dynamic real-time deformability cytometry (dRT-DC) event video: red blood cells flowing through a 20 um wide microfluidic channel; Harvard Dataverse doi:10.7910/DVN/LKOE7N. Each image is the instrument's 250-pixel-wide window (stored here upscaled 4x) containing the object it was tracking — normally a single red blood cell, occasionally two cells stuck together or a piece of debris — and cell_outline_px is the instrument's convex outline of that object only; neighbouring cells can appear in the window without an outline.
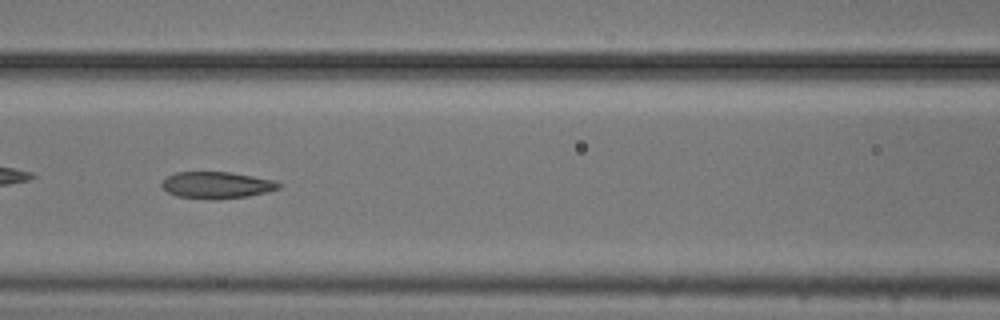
{"species": "common noctule bat (a hibernating species)", "species_latin": "Nyctalus noctula", "temperature_condition": "cold", "stored_images_in_passage": 29, "camera_frame_rate_fps": 3000, "um_per_image_px": 0.085, "animal": {"sex": "male", "body_mass_g": 20.5, "forearm_length_mm": 52.5}, "frame": {"image": 1, "passage_image": 8, "time_ms": 2.333, "image_size_px": [1000, 320], "cell_outline_px": [[280, 188], [268, 192], [248, 196], [216, 200], [212, 200], [176, 196], [168, 192], [160, 184], [168, 176], [176, 172], [228, 172], [252, 176], [272, 180], [280, 184]], "centroid_in_image_um": [18.41, 15.75], "position_along_channel_um": 148.2, "area_um2": 18.15}}
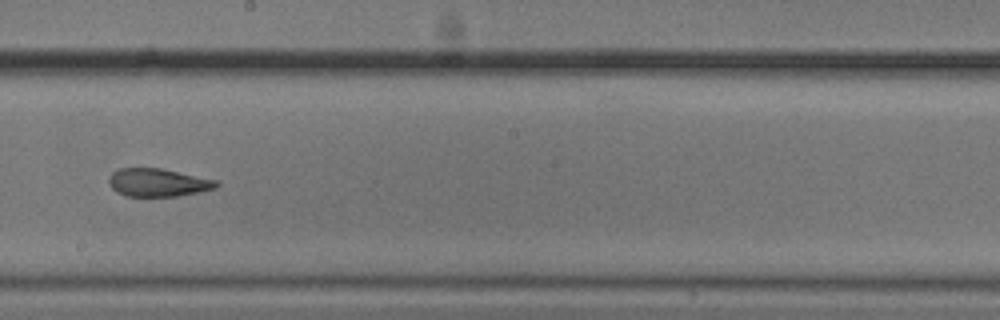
{"frame": {"image": 2, "passage_image": 15, "time_ms": 4.667, "image_size_px": [1000, 320], "cell_outline_px": [[220, 184], [216, 188], [200, 192], [176, 196], [124, 196], [116, 192], [112, 188], [108, 180], [112, 172], [116, 168], [160, 168], [216, 180]], "centroid_in_image_um": [13.4, 15.52], "position_along_channel_um": 234.8, "area_um2": 17.57}}
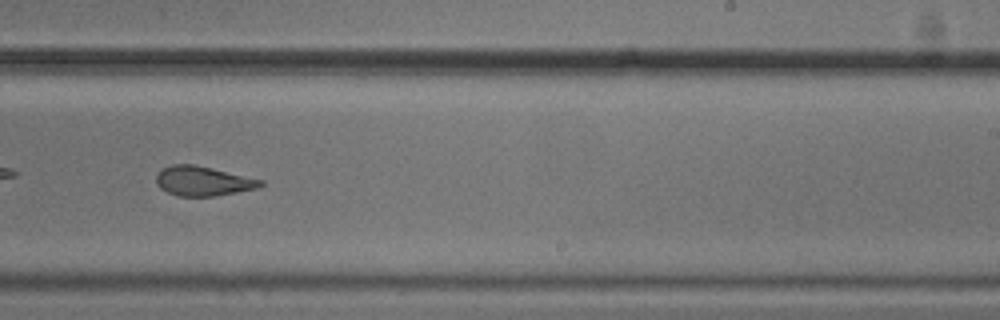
{"frame": {"image": 3, "passage_image": 18, "time_ms": 5.667, "image_size_px": [1000, 320], "cell_outline_px": [[264, 184], [256, 188], [216, 196], [176, 196], [160, 188], [156, 184], [156, 176], [160, 168], [172, 164], [192, 164], [212, 168], [264, 180]], "centroid_in_image_um": [17.22, 15.38], "position_along_channel_um": 271.8, "area_um2": 18.03}, "authors_computed_cell_mechanics": {"area_um2": 17.9758, "velocity_mm_per_s": 3.7175, "shape_relaxation_time_tau1_ms": null, "shape_relaxation_time_tau2_ms": 3.0434, "deformation_change_tau1": null, "deformation_change_tau2": 0.105}}